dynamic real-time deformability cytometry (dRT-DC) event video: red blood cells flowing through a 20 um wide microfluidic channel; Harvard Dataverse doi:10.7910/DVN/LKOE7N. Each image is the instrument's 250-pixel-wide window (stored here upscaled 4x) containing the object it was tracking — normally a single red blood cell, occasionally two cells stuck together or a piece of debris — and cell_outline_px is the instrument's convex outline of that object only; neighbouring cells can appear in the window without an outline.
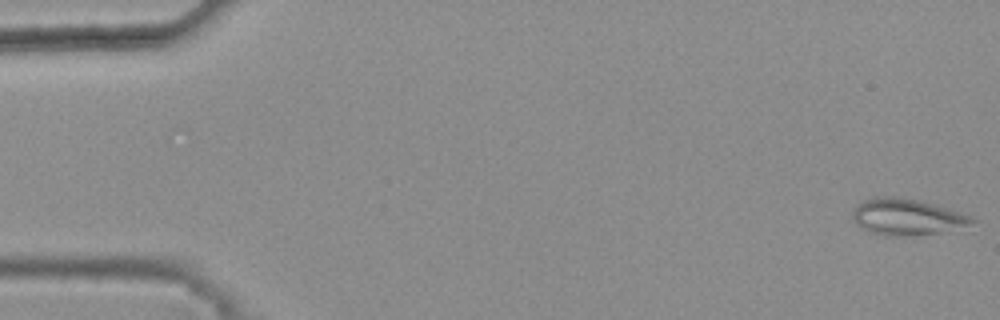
{"species": "common noctule bat (a hibernating species)", "species_latin": "Nyctalus noctula", "temperature_condition": "warm", "stored_images_in_passage": 4, "camera_frame_rate_fps": 3000, "um_per_image_px": 0.085, "animal": {"sex": "female", "body_mass_g": 25.1}, "frame": {"image": 1, "passage_image": 1, "time_ms": 0.0, "image_size_px": [1000, 320], "cell_outline_px": [[976, 220], [968, 224], [936, 232], [904, 236], [884, 236], [872, 232], [864, 228], [852, 220], [852, 212], [864, 200], [876, 196], [896, 196], [920, 200], [960, 212], [972, 216]], "centroid_in_image_um": [77.02, 18.41], "position_along_channel_um": 8.0, "area_um2": 24.68}}